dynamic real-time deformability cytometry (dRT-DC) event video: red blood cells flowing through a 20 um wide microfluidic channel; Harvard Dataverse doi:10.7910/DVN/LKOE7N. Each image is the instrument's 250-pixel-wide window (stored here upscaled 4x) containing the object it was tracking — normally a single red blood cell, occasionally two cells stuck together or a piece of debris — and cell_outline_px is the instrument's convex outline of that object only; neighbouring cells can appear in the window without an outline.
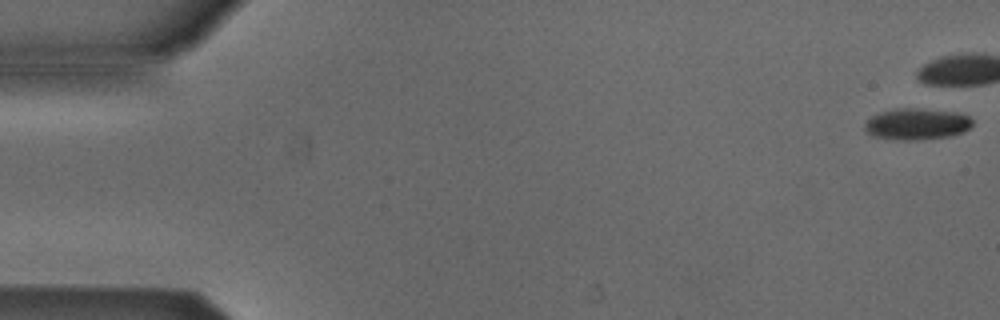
{"species": "Egyptian fruit bat (a non-hibernating species)", "species_latin": "Rousettus aegyptiacus", "temperature_condition": "cold", "stored_images_in_passage": 9, "camera_frame_rate_fps": 3000, "um_per_image_px": 0.085, "animal": {"sex": "male"}, "frame": {"image": 1, "passage_image": 1, "time_ms": 0.0, "image_size_px": [1000, 320], "cell_outline_px": [[972, 124], [968, 128], [960, 132], [948, 136], [916, 140], [904, 140], [876, 136], [868, 132], [864, 128], [864, 124], [872, 116], [880, 112], [896, 108], [916, 108], [952, 112], [968, 116], [972, 120]], "centroid_in_image_um": [77.9, 10.53], "position_along_channel_um": 7.1, "area_um2": 19.19}}